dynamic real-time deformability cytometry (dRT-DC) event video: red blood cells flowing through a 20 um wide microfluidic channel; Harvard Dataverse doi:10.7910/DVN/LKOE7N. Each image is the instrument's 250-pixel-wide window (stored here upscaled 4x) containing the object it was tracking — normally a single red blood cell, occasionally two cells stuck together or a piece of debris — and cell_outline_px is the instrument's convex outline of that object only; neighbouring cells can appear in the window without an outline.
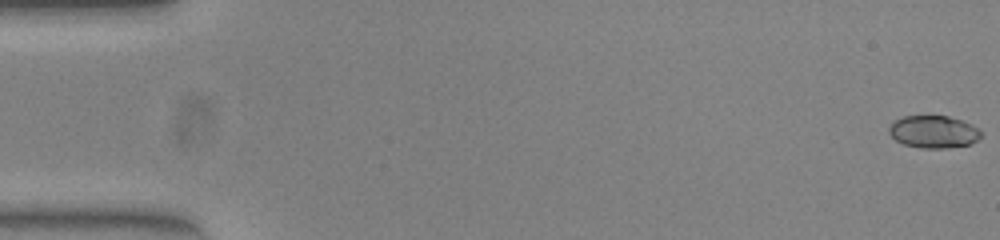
{"species": "common noctule bat (a hibernating species)", "species_latin": "Nyctalus noctula", "temperature_condition": "warm", "stored_images_in_passage": 54, "camera_frame_rate_fps": 3000, "um_per_image_px": 0.085, "animal": {"sex": "female", "body_mass_g": 23.0, "forearm_length_mm": 53.4}, "frame": {"image": 1, "passage_image": 1, "time_ms": 0.0, "image_size_px": [1000, 240], "cell_outline_px": [[980, 136], [976, 140], [968, 144], [948, 148], [920, 148], [904, 144], [896, 140], [888, 132], [888, 128], [896, 120], [904, 116], [948, 116], [972, 124], [980, 128]], "centroid_in_image_um": [79.35, 11.2], "position_along_channel_um": 5.7, "area_um2": 17.22}}
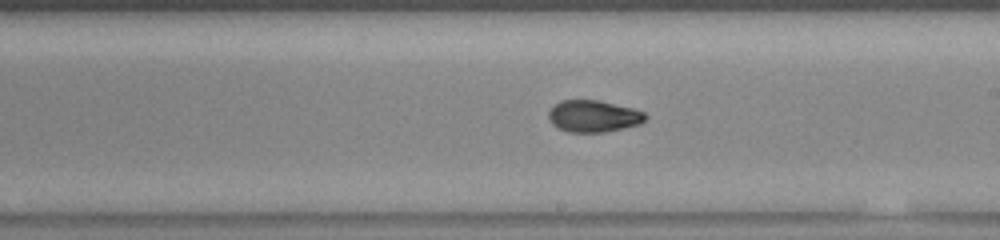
{"frame": {"image": 2, "passage_image": 31, "time_ms": 10.0, "image_size_px": [1000, 240], "cell_outline_px": [[648, 116], [640, 124], [624, 128], [604, 132], [568, 132], [552, 124], [548, 120], [548, 112], [560, 100], [600, 100], [632, 108], [644, 112]], "centroid_in_image_um": [50.44, 9.87], "position_along_channel_um": 238.6, "area_um2": 17.98}}
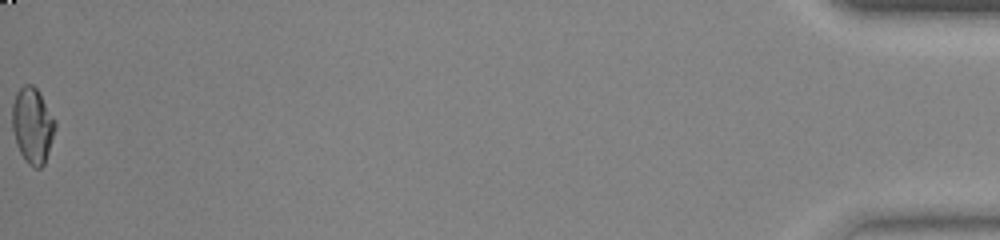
{"frame": {"image": 3, "passage_image": 54, "time_ms": 17.667, "image_size_px": [1000, 240], "cell_outline_px": [[56, 128], [44, 164], [40, 168], [36, 168], [28, 164], [24, 160], [16, 144], [12, 128], [12, 104], [16, 92], [24, 84], [32, 84], [36, 88], [56, 120]], "centroid_in_image_um": [2.75, 10.66], "position_along_channel_um": 432.4, "area_um2": 19.02}, "authors_computed_cell_mechanics": {"area_um2": 18.0914, "velocity_mm_per_s": 3.8886, "shape_relaxation_time_tau1_ms": 9.4581, "shape_relaxation_time_tau2_ms": 1.5054, "deformation_change_tau1": 0.2277, "deformation_change_tau2": 0.0447}}